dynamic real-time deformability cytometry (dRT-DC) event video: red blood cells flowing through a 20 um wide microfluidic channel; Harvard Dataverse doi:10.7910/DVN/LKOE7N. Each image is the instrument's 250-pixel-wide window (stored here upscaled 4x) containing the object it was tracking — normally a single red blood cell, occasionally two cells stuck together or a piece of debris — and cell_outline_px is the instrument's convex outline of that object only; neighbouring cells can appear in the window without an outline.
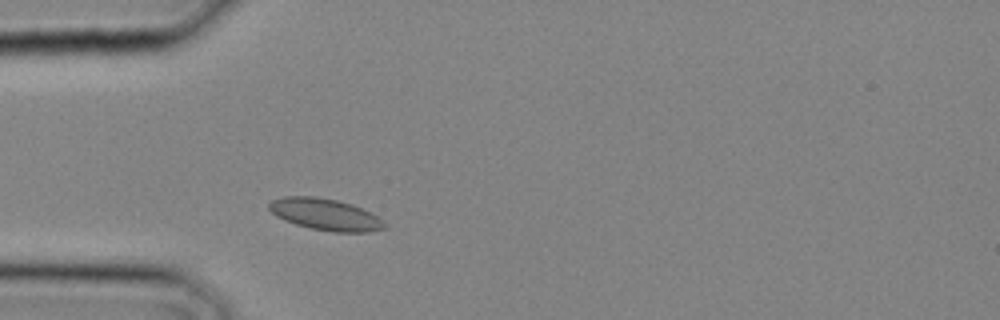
{"species": "common noctule bat (a hibernating species)", "species_latin": "Nyctalus noctula", "temperature_condition": "cold", "stored_images_in_passage": 24, "camera_frame_rate_fps": 3000, "um_per_image_px": 0.085, "animal": {"sex": "male", "body_mass_g": 20.4}, "frame": {"image": 1, "passage_image": 4, "time_ms": 1.0, "image_size_px": [1000, 320], "cell_outline_px": [[388, 228], [368, 232], [332, 232], [312, 228], [296, 224], [284, 220], [276, 216], [268, 208], [268, 204], [272, 200], [284, 196], [316, 196], [336, 200], [352, 204], [384, 220], [388, 224]], "centroid_in_image_um": [27.67, 18.23], "position_along_channel_um": 57.3, "area_um2": 21.33}}
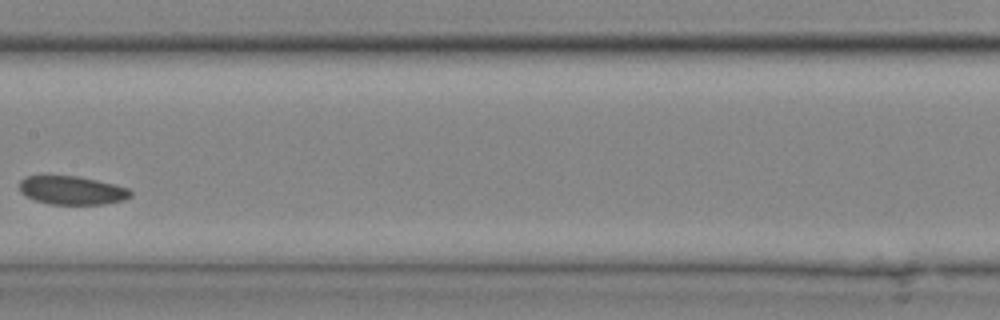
{"frame": {"image": 2, "passage_image": 11, "time_ms": 3.333, "image_size_px": [1000, 320], "cell_outline_px": [[132, 196], [124, 200], [104, 204], [48, 204], [32, 200], [20, 192], [20, 180], [24, 176], [80, 176], [128, 188], [132, 192]], "centroid_in_image_um": [6.1, 16.18], "position_along_channel_um": 201.3, "area_um2": 18.55}}
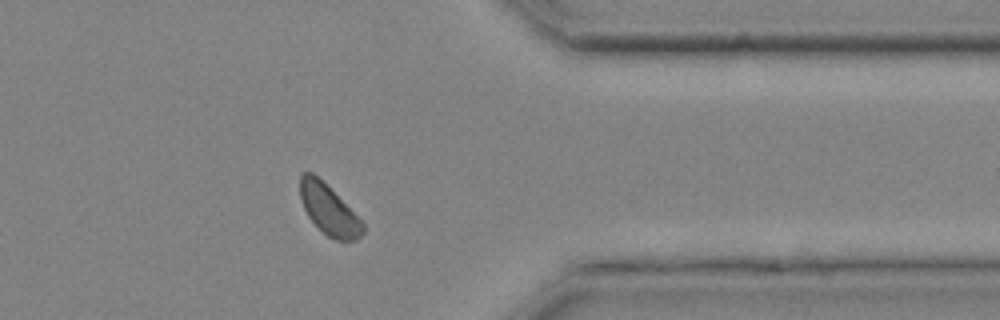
{"frame": {"image": 3, "passage_image": 20, "time_ms": 6.333, "image_size_px": [1000, 320], "cell_outline_px": [[364, 232], [356, 240], [336, 240], [328, 236], [308, 216], [300, 200], [300, 176], [304, 172], [312, 172], [364, 224]], "centroid_in_image_um": [27.91, 17.85], "position_along_channel_um": 383.5, "area_um2": 17.4}}